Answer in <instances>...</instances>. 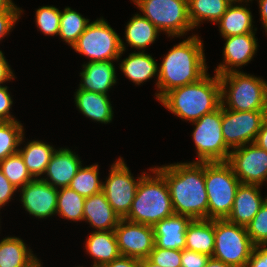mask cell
<instances>
[{
    "label": "cell",
    "mask_w": 267,
    "mask_h": 267,
    "mask_svg": "<svg viewBox=\"0 0 267 267\" xmlns=\"http://www.w3.org/2000/svg\"><path fill=\"white\" fill-rule=\"evenodd\" d=\"M82 161L76 152L69 148H60L52 155L45 171L46 177L41 179L54 188L69 187L72 179L82 166Z\"/></svg>",
    "instance_id": "obj_17"
},
{
    "label": "cell",
    "mask_w": 267,
    "mask_h": 267,
    "mask_svg": "<svg viewBox=\"0 0 267 267\" xmlns=\"http://www.w3.org/2000/svg\"><path fill=\"white\" fill-rule=\"evenodd\" d=\"M24 127L20 121H0V161L18 152L25 142Z\"/></svg>",
    "instance_id": "obj_34"
},
{
    "label": "cell",
    "mask_w": 267,
    "mask_h": 267,
    "mask_svg": "<svg viewBox=\"0 0 267 267\" xmlns=\"http://www.w3.org/2000/svg\"><path fill=\"white\" fill-rule=\"evenodd\" d=\"M89 23L90 20L84 18L79 12L66 7L63 12L61 11L58 35L72 48Z\"/></svg>",
    "instance_id": "obj_32"
},
{
    "label": "cell",
    "mask_w": 267,
    "mask_h": 267,
    "mask_svg": "<svg viewBox=\"0 0 267 267\" xmlns=\"http://www.w3.org/2000/svg\"><path fill=\"white\" fill-rule=\"evenodd\" d=\"M120 62L119 68L124 76L135 85H141L154 76H157L158 80V64L148 53L134 51Z\"/></svg>",
    "instance_id": "obj_26"
},
{
    "label": "cell",
    "mask_w": 267,
    "mask_h": 267,
    "mask_svg": "<svg viewBox=\"0 0 267 267\" xmlns=\"http://www.w3.org/2000/svg\"><path fill=\"white\" fill-rule=\"evenodd\" d=\"M0 169L4 176L15 186L18 191L28 182L34 180L28 171L19 152L0 161Z\"/></svg>",
    "instance_id": "obj_35"
},
{
    "label": "cell",
    "mask_w": 267,
    "mask_h": 267,
    "mask_svg": "<svg viewBox=\"0 0 267 267\" xmlns=\"http://www.w3.org/2000/svg\"><path fill=\"white\" fill-rule=\"evenodd\" d=\"M8 90L7 86H0V121H17L10 112L13 99Z\"/></svg>",
    "instance_id": "obj_41"
},
{
    "label": "cell",
    "mask_w": 267,
    "mask_h": 267,
    "mask_svg": "<svg viewBox=\"0 0 267 267\" xmlns=\"http://www.w3.org/2000/svg\"><path fill=\"white\" fill-rule=\"evenodd\" d=\"M109 172L108 178L103 182L102 192L115 213L120 219H124L130 211L138 184L146 172L134 179L122 157L111 165Z\"/></svg>",
    "instance_id": "obj_11"
},
{
    "label": "cell",
    "mask_w": 267,
    "mask_h": 267,
    "mask_svg": "<svg viewBox=\"0 0 267 267\" xmlns=\"http://www.w3.org/2000/svg\"><path fill=\"white\" fill-rule=\"evenodd\" d=\"M21 204L30 215L46 219L56 214L58 189L42 179H34L21 189Z\"/></svg>",
    "instance_id": "obj_15"
},
{
    "label": "cell",
    "mask_w": 267,
    "mask_h": 267,
    "mask_svg": "<svg viewBox=\"0 0 267 267\" xmlns=\"http://www.w3.org/2000/svg\"><path fill=\"white\" fill-rule=\"evenodd\" d=\"M205 267H233V266L228 265L227 263H224L213 257H210Z\"/></svg>",
    "instance_id": "obj_49"
},
{
    "label": "cell",
    "mask_w": 267,
    "mask_h": 267,
    "mask_svg": "<svg viewBox=\"0 0 267 267\" xmlns=\"http://www.w3.org/2000/svg\"><path fill=\"white\" fill-rule=\"evenodd\" d=\"M191 218L173 214L153 226L155 245L162 249H185L186 230Z\"/></svg>",
    "instance_id": "obj_20"
},
{
    "label": "cell",
    "mask_w": 267,
    "mask_h": 267,
    "mask_svg": "<svg viewBox=\"0 0 267 267\" xmlns=\"http://www.w3.org/2000/svg\"><path fill=\"white\" fill-rule=\"evenodd\" d=\"M214 219H193L186 230L185 249L213 256Z\"/></svg>",
    "instance_id": "obj_27"
},
{
    "label": "cell",
    "mask_w": 267,
    "mask_h": 267,
    "mask_svg": "<svg viewBox=\"0 0 267 267\" xmlns=\"http://www.w3.org/2000/svg\"><path fill=\"white\" fill-rule=\"evenodd\" d=\"M227 163L240 183L262 186L267 176V151L255 143L231 150Z\"/></svg>",
    "instance_id": "obj_13"
},
{
    "label": "cell",
    "mask_w": 267,
    "mask_h": 267,
    "mask_svg": "<svg viewBox=\"0 0 267 267\" xmlns=\"http://www.w3.org/2000/svg\"><path fill=\"white\" fill-rule=\"evenodd\" d=\"M192 123L196 162H227L231 150L222 134V106Z\"/></svg>",
    "instance_id": "obj_10"
},
{
    "label": "cell",
    "mask_w": 267,
    "mask_h": 267,
    "mask_svg": "<svg viewBox=\"0 0 267 267\" xmlns=\"http://www.w3.org/2000/svg\"><path fill=\"white\" fill-rule=\"evenodd\" d=\"M85 197L70 187L58 189L56 215L71 221H83Z\"/></svg>",
    "instance_id": "obj_31"
},
{
    "label": "cell",
    "mask_w": 267,
    "mask_h": 267,
    "mask_svg": "<svg viewBox=\"0 0 267 267\" xmlns=\"http://www.w3.org/2000/svg\"><path fill=\"white\" fill-rule=\"evenodd\" d=\"M230 3H246V6H248V2L252 0H228Z\"/></svg>",
    "instance_id": "obj_51"
},
{
    "label": "cell",
    "mask_w": 267,
    "mask_h": 267,
    "mask_svg": "<svg viewBox=\"0 0 267 267\" xmlns=\"http://www.w3.org/2000/svg\"><path fill=\"white\" fill-rule=\"evenodd\" d=\"M19 237L0 241V267H36L41 261Z\"/></svg>",
    "instance_id": "obj_25"
},
{
    "label": "cell",
    "mask_w": 267,
    "mask_h": 267,
    "mask_svg": "<svg viewBox=\"0 0 267 267\" xmlns=\"http://www.w3.org/2000/svg\"><path fill=\"white\" fill-rule=\"evenodd\" d=\"M35 22L37 28L48 36L59 33L61 11L55 6H42L36 10Z\"/></svg>",
    "instance_id": "obj_36"
},
{
    "label": "cell",
    "mask_w": 267,
    "mask_h": 267,
    "mask_svg": "<svg viewBox=\"0 0 267 267\" xmlns=\"http://www.w3.org/2000/svg\"><path fill=\"white\" fill-rule=\"evenodd\" d=\"M209 258V255L183 249L181 256V267H205Z\"/></svg>",
    "instance_id": "obj_40"
},
{
    "label": "cell",
    "mask_w": 267,
    "mask_h": 267,
    "mask_svg": "<svg viewBox=\"0 0 267 267\" xmlns=\"http://www.w3.org/2000/svg\"><path fill=\"white\" fill-rule=\"evenodd\" d=\"M86 252L94 261L92 267H103L121 256L114 231H93L85 242Z\"/></svg>",
    "instance_id": "obj_23"
},
{
    "label": "cell",
    "mask_w": 267,
    "mask_h": 267,
    "mask_svg": "<svg viewBox=\"0 0 267 267\" xmlns=\"http://www.w3.org/2000/svg\"><path fill=\"white\" fill-rule=\"evenodd\" d=\"M7 10H22L12 0H0V12Z\"/></svg>",
    "instance_id": "obj_48"
},
{
    "label": "cell",
    "mask_w": 267,
    "mask_h": 267,
    "mask_svg": "<svg viewBox=\"0 0 267 267\" xmlns=\"http://www.w3.org/2000/svg\"><path fill=\"white\" fill-rule=\"evenodd\" d=\"M113 62L107 60L84 63L80 72L81 83L78 89L108 95V91L117 83L118 79Z\"/></svg>",
    "instance_id": "obj_19"
},
{
    "label": "cell",
    "mask_w": 267,
    "mask_h": 267,
    "mask_svg": "<svg viewBox=\"0 0 267 267\" xmlns=\"http://www.w3.org/2000/svg\"><path fill=\"white\" fill-rule=\"evenodd\" d=\"M255 33L256 31L224 37L223 62L216 67L214 72L218 75L237 72L240 71L238 70L240 67L252 61L258 49V39Z\"/></svg>",
    "instance_id": "obj_16"
},
{
    "label": "cell",
    "mask_w": 267,
    "mask_h": 267,
    "mask_svg": "<svg viewBox=\"0 0 267 267\" xmlns=\"http://www.w3.org/2000/svg\"><path fill=\"white\" fill-rule=\"evenodd\" d=\"M187 38L174 45L158 67L157 100L175 88L198 81L208 71L203 41L195 34Z\"/></svg>",
    "instance_id": "obj_2"
},
{
    "label": "cell",
    "mask_w": 267,
    "mask_h": 267,
    "mask_svg": "<svg viewBox=\"0 0 267 267\" xmlns=\"http://www.w3.org/2000/svg\"><path fill=\"white\" fill-rule=\"evenodd\" d=\"M267 197L262 198L259 185L240 184L227 221L247 227Z\"/></svg>",
    "instance_id": "obj_18"
},
{
    "label": "cell",
    "mask_w": 267,
    "mask_h": 267,
    "mask_svg": "<svg viewBox=\"0 0 267 267\" xmlns=\"http://www.w3.org/2000/svg\"><path fill=\"white\" fill-rule=\"evenodd\" d=\"M72 49L88 57L89 62L118 61L126 46L109 23L104 18H99L88 24Z\"/></svg>",
    "instance_id": "obj_7"
},
{
    "label": "cell",
    "mask_w": 267,
    "mask_h": 267,
    "mask_svg": "<svg viewBox=\"0 0 267 267\" xmlns=\"http://www.w3.org/2000/svg\"><path fill=\"white\" fill-rule=\"evenodd\" d=\"M17 190L0 169V209L9 203Z\"/></svg>",
    "instance_id": "obj_42"
},
{
    "label": "cell",
    "mask_w": 267,
    "mask_h": 267,
    "mask_svg": "<svg viewBox=\"0 0 267 267\" xmlns=\"http://www.w3.org/2000/svg\"><path fill=\"white\" fill-rule=\"evenodd\" d=\"M36 267H43L41 262Z\"/></svg>",
    "instance_id": "obj_52"
},
{
    "label": "cell",
    "mask_w": 267,
    "mask_h": 267,
    "mask_svg": "<svg viewBox=\"0 0 267 267\" xmlns=\"http://www.w3.org/2000/svg\"><path fill=\"white\" fill-rule=\"evenodd\" d=\"M254 143L258 147L267 151V117L263 121L261 129L259 130Z\"/></svg>",
    "instance_id": "obj_46"
},
{
    "label": "cell",
    "mask_w": 267,
    "mask_h": 267,
    "mask_svg": "<svg viewBox=\"0 0 267 267\" xmlns=\"http://www.w3.org/2000/svg\"><path fill=\"white\" fill-rule=\"evenodd\" d=\"M246 229L254 246L267 245V199Z\"/></svg>",
    "instance_id": "obj_37"
},
{
    "label": "cell",
    "mask_w": 267,
    "mask_h": 267,
    "mask_svg": "<svg viewBox=\"0 0 267 267\" xmlns=\"http://www.w3.org/2000/svg\"><path fill=\"white\" fill-rule=\"evenodd\" d=\"M159 102L175 116L193 122L221 106V87L218 74L206 73L196 82L167 92Z\"/></svg>",
    "instance_id": "obj_3"
},
{
    "label": "cell",
    "mask_w": 267,
    "mask_h": 267,
    "mask_svg": "<svg viewBox=\"0 0 267 267\" xmlns=\"http://www.w3.org/2000/svg\"><path fill=\"white\" fill-rule=\"evenodd\" d=\"M240 184L238 177L227 162H205L208 219L228 217Z\"/></svg>",
    "instance_id": "obj_6"
},
{
    "label": "cell",
    "mask_w": 267,
    "mask_h": 267,
    "mask_svg": "<svg viewBox=\"0 0 267 267\" xmlns=\"http://www.w3.org/2000/svg\"><path fill=\"white\" fill-rule=\"evenodd\" d=\"M213 258L233 267H246L254 245L244 226L226 219H214Z\"/></svg>",
    "instance_id": "obj_9"
},
{
    "label": "cell",
    "mask_w": 267,
    "mask_h": 267,
    "mask_svg": "<svg viewBox=\"0 0 267 267\" xmlns=\"http://www.w3.org/2000/svg\"><path fill=\"white\" fill-rule=\"evenodd\" d=\"M246 267H267V245L254 246Z\"/></svg>",
    "instance_id": "obj_43"
},
{
    "label": "cell",
    "mask_w": 267,
    "mask_h": 267,
    "mask_svg": "<svg viewBox=\"0 0 267 267\" xmlns=\"http://www.w3.org/2000/svg\"><path fill=\"white\" fill-rule=\"evenodd\" d=\"M23 10H7L0 12V41L2 38L6 37L7 34H10L16 24V22L19 20V17H21V13Z\"/></svg>",
    "instance_id": "obj_39"
},
{
    "label": "cell",
    "mask_w": 267,
    "mask_h": 267,
    "mask_svg": "<svg viewBox=\"0 0 267 267\" xmlns=\"http://www.w3.org/2000/svg\"><path fill=\"white\" fill-rule=\"evenodd\" d=\"M250 8L245 4L231 3L225 14L217 21L220 35L224 37L236 36L257 31L253 26ZM254 28V30H253Z\"/></svg>",
    "instance_id": "obj_24"
},
{
    "label": "cell",
    "mask_w": 267,
    "mask_h": 267,
    "mask_svg": "<svg viewBox=\"0 0 267 267\" xmlns=\"http://www.w3.org/2000/svg\"><path fill=\"white\" fill-rule=\"evenodd\" d=\"M253 1V0H252ZM260 20L262 21L263 28L267 33V0H258Z\"/></svg>",
    "instance_id": "obj_47"
},
{
    "label": "cell",
    "mask_w": 267,
    "mask_h": 267,
    "mask_svg": "<svg viewBox=\"0 0 267 267\" xmlns=\"http://www.w3.org/2000/svg\"><path fill=\"white\" fill-rule=\"evenodd\" d=\"M109 95L77 89L74 94L76 108L99 123L108 124L113 120V107Z\"/></svg>",
    "instance_id": "obj_22"
},
{
    "label": "cell",
    "mask_w": 267,
    "mask_h": 267,
    "mask_svg": "<svg viewBox=\"0 0 267 267\" xmlns=\"http://www.w3.org/2000/svg\"><path fill=\"white\" fill-rule=\"evenodd\" d=\"M159 33L161 32L146 17L138 13L126 24L124 37L131 48L145 52L146 47L155 42Z\"/></svg>",
    "instance_id": "obj_29"
},
{
    "label": "cell",
    "mask_w": 267,
    "mask_h": 267,
    "mask_svg": "<svg viewBox=\"0 0 267 267\" xmlns=\"http://www.w3.org/2000/svg\"><path fill=\"white\" fill-rule=\"evenodd\" d=\"M140 180L128 215V221L154 226L174 214L165 178L154 168Z\"/></svg>",
    "instance_id": "obj_4"
},
{
    "label": "cell",
    "mask_w": 267,
    "mask_h": 267,
    "mask_svg": "<svg viewBox=\"0 0 267 267\" xmlns=\"http://www.w3.org/2000/svg\"><path fill=\"white\" fill-rule=\"evenodd\" d=\"M221 106L234 111L267 110V81L243 71L219 75Z\"/></svg>",
    "instance_id": "obj_5"
},
{
    "label": "cell",
    "mask_w": 267,
    "mask_h": 267,
    "mask_svg": "<svg viewBox=\"0 0 267 267\" xmlns=\"http://www.w3.org/2000/svg\"><path fill=\"white\" fill-rule=\"evenodd\" d=\"M139 267H161V266L153 263L149 258H143L140 259Z\"/></svg>",
    "instance_id": "obj_50"
},
{
    "label": "cell",
    "mask_w": 267,
    "mask_h": 267,
    "mask_svg": "<svg viewBox=\"0 0 267 267\" xmlns=\"http://www.w3.org/2000/svg\"><path fill=\"white\" fill-rule=\"evenodd\" d=\"M160 32L181 37L193 30L188 16V0H132Z\"/></svg>",
    "instance_id": "obj_8"
},
{
    "label": "cell",
    "mask_w": 267,
    "mask_h": 267,
    "mask_svg": "<svg viewBox=\"0 0 267 267\" xmlns=\"http://www.w3.org/2000/svg\"><path fill=\"white\" fill-rule=\"evenodd\" d=\"M99 165L81 166L69 187L87 198L102 192L103 181L99 179Z\"/></svg>",
    "instance_id": "obj_33"
},
{
    "label": "cell",
    "mask_w": 267,
    "mask_h": 267,
    "mask_svg": "<svg viewBox=\"0 0 267 267\" xmlns=\"http://www.w3.org/2000/svg\"><path fill=\"white\" fill-rule=\"evenodd\" d=\"M169 188L174 214L208 219L205 162H181L154 167Z\"/></svg>",
    "instance_id": "obj_1"
},
{
    "label": "cell",
    "mask_w": 267,
    "mask_h": 267,
    "mask_svg": "<svg viewBox=\"0 0 267 267\" xmlns=\"http://www.w3.org/2000/svg\"><path fill=\"white\" fill-rule=\"evenodd\" d=\"M13 79H15V75L3 52L0 50V86Z\"/></svg>",
    "instance_id": "obj_44"
},
{
    "label": "cell",
    "mask_w": 267,
    "mask_h": 267,
    "mask_svg": "<svg viewBox=\"0 0 267 267\" xmlns=\"http://www.w3.org/2000/svg\"><path fill=\"white\" fill-rule=\"evenodd\" d=\"M230 4L228 0H188V16L192 27L197 28L206 20L216 24Z\"/></svg>",
    "instance_id": "obj_30"
},
{
    "label": "cell",
    "mask_w": 267,
    "mask_h": 267,
    "mask_svg": "<svg viewBox=\"0 0 267 267\" xmlns=\"http://www.w3.org/2000/svg\"><path fill=\"white\" fill-rule=\"evenodd\" d=\"M267 110L234 111L222 107V134L231 149L254 143Z\"/></svg>",
    "instance_id": "obj_12"
},
{
    "label": "cell",
    "mask_w": 267,
    "mask_h": 267,
    "mask_svg": "<svg viewBox=\"0 0 267 267\" xmlns=\"http://www.w3.org/2000/svg\"><path fill=\"white\" fill-rule=\"evenodd\" d=\"M83 221L88 222L95 231H114L120 221L105 194L100 192L85 198Z\"/></svg>",
    "instance_id": "obj_21"
},
{
    "label": "cell",
    "mask_w": 267,
    "mask_h": 267,
    "mask_svg": "<svg viewBox=\"0 0 267 267\" xmlns=\"http://www.w3.org/2000/svg\"><path fill=\"white\" fill-rule=\"evenodd\" d=\"M182 250L162 249L156 245L149 255V259L161 267H181Z\"/></svg>",
    "instance_id": "obj_38"
},
{
    "label": "cell",
    "mask_w": 267,
    "mask_h": 267,
    "mask_svg": "<svg viewBox=\"0 0 267 267\" xmlns=\"http://www.w3.org/2000/svg\"><path fill=\"white\" fill-rule=\"evenodd\" d=\"M115 235L121 256L148 258L155 246L152 226L120 219Z\"/></svg>",
    "instance_id": "obj_14"
},
{
    "label": "cell",
    "mask_w": 267,
    "mask_h": 267,
    "mask_svg": "<svg viewBox=\"0 0 267 267\" xmlns=\"http://www.w3.org/2000/svg\"><path fill=\"white\" fill-rule=\"evenodd\" d=\"M56 150L57 149L50 144L40 140H32L26 143L24 148H19L18 152L22 156L31 176L34 179H41V176L45 174L47 165Z\"/></svg>",
    "instance_id": "obj_28"
},
{
    "label": "cell",
    "mask_w": 267,
    "mask_h": 267,
    "mask_svg": "<svg viewBox=\"0 0 267 267\" xmlns=\"http://www.w3.org/2000/svg\"><path fill=\"white\" fill-rule=\"evenodd\" d=\"M140 259L135 257L120 256L103 267H139Z\"/></svg>",
    "instance_id": "obj_45"
}]
</instances>
